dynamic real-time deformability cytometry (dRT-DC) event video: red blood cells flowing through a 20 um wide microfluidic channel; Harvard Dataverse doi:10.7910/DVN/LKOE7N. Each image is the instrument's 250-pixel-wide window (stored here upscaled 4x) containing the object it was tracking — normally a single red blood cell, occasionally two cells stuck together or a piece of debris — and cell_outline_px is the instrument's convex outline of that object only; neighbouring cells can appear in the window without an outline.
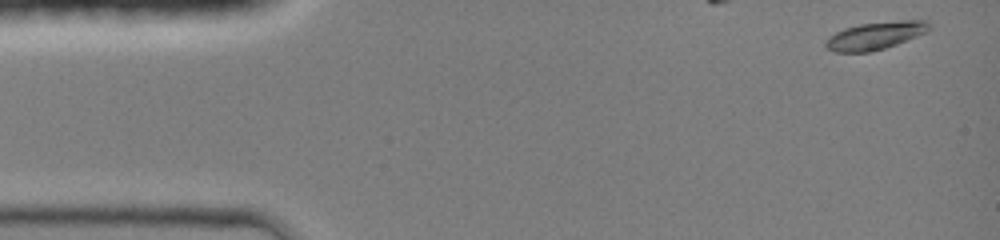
{"species": "common noctule bat (a hibernating species)", "species_latin": "Nyctalus noctula", "temperature_condition": "room temperature", "stored_images_in_passage": 11, "camera_frame_rate_fps": 3000, "um_per_image_px": 0.085, "animal": {"sex": "female", "body_mass_g": 19.0, "forearm_length_mm": 51.5}, "frame": {"image": 1, "passage_image": 1, "time_ms": 0.0, "image_size_px": [1000, 240], "cell_outline_px": [[932, 28], [916, 36], [896, 44], [872, 52], [836, 52], [828, 48], [824, 44], [824, 40], [828, 36], [844, 28], [860, 24], [900, 20], [928, 20], [932, 24]], "centroid_in_image_um": [74.4, 3.02], "position_along_channel_um": 10.6, "area_um2": 16.7}}
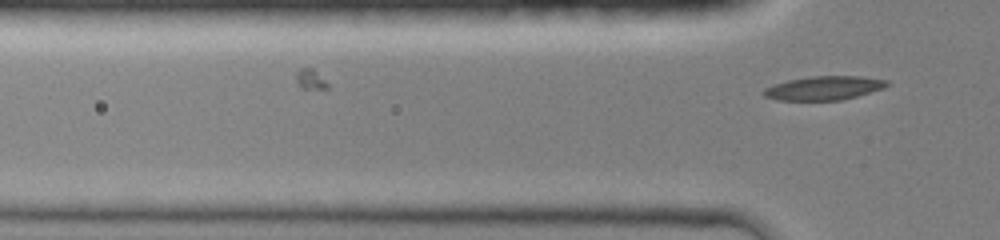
{"frame": {"image": 2, "passage_image": 11, "time_ms": 3.333, "image_size_px": [1000, 240], "cell_outline_px": [[892, 84], [884, 88], [856, 96], [840, 100], [776, 100], [764, 96], [760, 92], [764, 88], [772, 84], [788, 80], [812, 76], [860, 76], [888, 80]], "centroid_in_image_um": [70.01, 7.48], "position_along_channel_um": 55.8, "area_um2": 17.28}}